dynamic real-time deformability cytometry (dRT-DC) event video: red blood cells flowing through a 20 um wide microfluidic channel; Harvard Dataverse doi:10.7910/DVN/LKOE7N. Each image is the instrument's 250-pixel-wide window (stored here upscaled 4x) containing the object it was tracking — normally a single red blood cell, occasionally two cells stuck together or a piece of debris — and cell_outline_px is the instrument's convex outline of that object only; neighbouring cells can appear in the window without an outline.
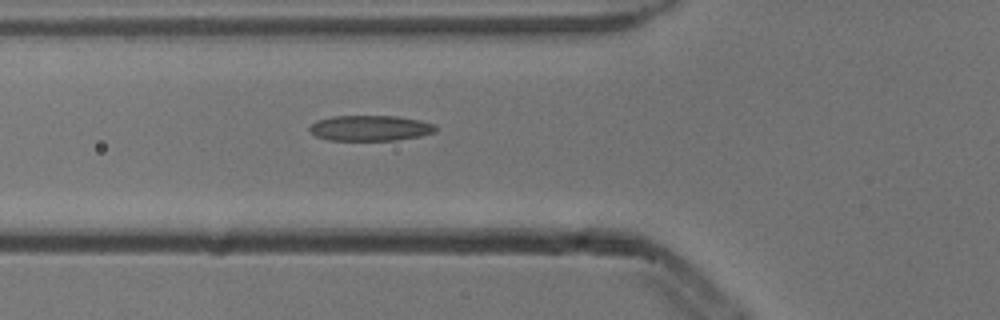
{"species": "common noctule bat (a hibernating species)", "species_latin": "Nyctalus noctula", "temperature_condition": "cold", "stored_images_in_passage": 6, "camera_frame_rate_fps": 3000, "um_per_image_px": 0.085, "animal": {"sex": "male", "body_mass_g": 13.3}, "frame": {"image": 1, "passage_image": 6, "time_ms": 1.667, "image_size_px": [1000, 320], "cell_outline_px": [[436, 132], [420, 136], [396, 140], [328, 140], [316, 136], [308, 128], [316, 120], [332, 116], [396, 116], [420, 120], [436, 124]], "centroid_in_image_um": [31.49, 10.88], "position_along_channel_um": 94.3, "area_um2": 18.79}}